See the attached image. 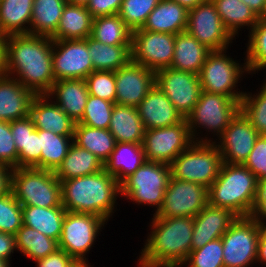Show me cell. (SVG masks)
Listing matches in <instances>:
<instances>
[{
  "label": "cell",
  "instance_id": "obj_1",
  "mask_svg": "<svg viewBox=\"0 0 266 267\" xmlns=\"http://www.w3.org/2000/svg\"><path fill=\"white\" fill-rule=\"evenodd\" d=\"M51 37L20 34L6 36L5 74L36 95L47 94L55 82Z\"/></svg>",
  "mask_w": 266,
  "mask_h": 267
},
{
  "label": "cell",
  "instance_id": "obj_2",
  "mask_svg": "<svg viewBox=\"0 0 266 267\" xmlns=\"http://www.w3.org/2000/svg\"><path fill=\"white\" fill-rule=\"evenodd\" d=\"M140 250L138 267H181L192 250L194 217L156 218Z\"/></svg>",
  "mask_w": 266,
  "mask_h": 267
},
{
  "label": "cell",
  "instance_id": "obj_3",
  "mask_svg": "<svg viewBox=\"0 0 266 267\" xmlns=\"http://www.w3.org/2000/svg\"><path fill=\"white\" fill-rule=\"evenodd\" d=\"M60 182L62 206L66 211L98 215L106 222L116 212V200L121 196L120 184L104 169Z\"/></svg>",
  "mask_w": 266,
  "mask_h": 267
},
{
  "label": "cell",
  "instance_id": "obj_4",
  "mask_svg": "<svg viewBox=\"0 0 266 267\" xmlns=\"http://www.w3.org/2000/svg\"><path fill=\"white\" fill-rule=\"evenodd\" d=\"M257 193V178L243 164L222 163L208 188V203L227 208L238 217L250 216Z\"/></svg>",
  "mask_w": 266,
  "mask_h": 267
},
{
  "label": "cell",
  "instance_id": "obj_5",
  "mask_svg": "<svg viewBox=\"0 0 266 267\" xmlns=\"http://www.w3.org/2000/svg\"><path fill=\"white\" fill-rule=\"evenodd\" d=\"M240 101L229 96L201 91L192 112L186 117L190 135L194 142H215L240 111ZM211 132L215 140L202 135L201 130ZM200 131V132H198ZM201 134V136H200ZM198 136V137H197ZM204 136V137H202ZM209 137V138H208Z\"/></svg>",
  "mask_w": 266,
  "mask_h": 267
},
{
  "label": "cell",
  "instance_id": "obj_6",
  "mask_svg": "<svg viewBox=\"0 0 266 267\" xmlns=\"http://www.w3.org/2000/svg\"><path fill=\"white\" fill-rule=\"evenodd\" d=\"M11 192L21 206L50 208L62 205V186L54 171L14 168Z\"/></svg>",
  "mask_w": 266,
  "mask_h": 267
},
{
  "label": "cell",
  "instance_id": "obj_7",
  "mask_svg": "<svg viewBox=\"0 0 266 267\" xmlns=\"http://www.w3.org/2000/svg\"><path fill=\"white\" fill-rule=\"evenodd\" d=\"M223 160L214 142H193L171 163V177L209 188L219 175Z\"/></svg>",
  "mask_w": 266,
  "mask_h": 267
},
{
  "label": "cell",
  "instance_id": "obj_8",
  "mask_svg": "<svg viewBox=\"0 0 266 267\" xmlns=\"http://www.w3.org/2000/svg\"><path fill=\"white\" fill-rule=\"evenodd\" d=\"M170 177V165L146 160L120 184V197L131 200L134 205L155 206L156 214L162 207Z\"/></svg>",
  "mask_w": 266,
  "mask_h": 267
},
{
  "label": "cell",
  "instance_id": "obj_9",
  "mask_svg": "<svg viewBox=\"0 0 266 267\" xmlns=\"http://www.w3.org/2000/svg\"><path fill=\"white\" fill-rule=\"evenodd\" d=\"M227 50L212 51L208 55L198 74L201 90L241 100L245 92L240 91L238 83L243 75L249 74L245 58L244 63H239L241 61L226 54Z\"/></svg>",
  "mask_w": 266,
  "mask_h": 267
},
{
  "label": "cell",
  "instance_id": "obj_10",
  "mask_svg": "<svg viewBox=\"0 0 266 267\" xmlns=\"http://www.w3.org/2000/svg\"><path fill=\"white\" fill-rule=\"evenodd\" d=\"M107 222L90 213L66 212L59 238V249L64 250L76 262H88L97 237Z\"/></svg>",
  "mask_w": 266,
  "mask_h": 267
},
{
  "label": "cell",
  "instance_id": "obj_11",
  "mask_svg": "<svg viewBox=\"0 0 266 267\" xmlns=\"http://www.w3.org/2000/svg\"><path fill=\"white\" fill-rule=\"evenodd\" d=\"M260 223L238 217L221 237L224 267H252L256 263Z\"/></svg>",
  "mask_w": 266,
  "mask_h": 267
},
{
  "label": "cell",
  "instance_id": "obj_12",
  "mask_svg": "<svg viewBox=\"0 0 266 267\" xmlns=\"http://www.w3.org/2000/svg\"><path fill=\"white\" fill-rule=\"evenodd\" d=\"M208 204V188L170 177L156 218L195 217Z\"/></svg>",
  "mask_w": 266,
  "mask_h": 267
},
{
  "label": "cell",
  "instance_id": "obj_13",
  "mask_svg": "<svg viewBox=\"0 0 266 267\" xmlns=\"http://www.w3.org/2000/svg\"><path fill=\"white\" fill-rule=\"evenodd\" d=\"M193 142L184 118L172 126L145 130L142 145L146 160L170 165Z\"/></svg>",
  "mask_w": 266,
  "mask_h": 267
},
{
  "label": "cell",
  "instance_id": "obj_14",
  "mask_svg": "<svg viewBox=\"0 0 266 267\" xmlns=\"http://www.w3.org/2000/svg\"><path fill=\"white\" fill-rule=\"evenodd\" d=\"M174 47L175 35L140 28L132 32L131 60L157 72L171 67Z\"/></svg>",
  "mask_w": 266,
  "mask_h": 267
},
{
  "label": "cell",
  "instance_id": "obj_15",
  "mask_svg": "<svg viewBox=\"0 0 266 267\" xmlns=\"http://www.w3.org/2000/svg\"><path fill=\"white\" fill-rule=\"evenodd\" d=\"M186 32L212 51L228 49L234 40L224 27L211 0L188 10Z\"/></svg>",
  "mask_w": 266,
  "mask_h": 267
},
{
  "label": "cell",
  "instance_id": "obj_16",
  "mask_svg": "<svg viewBox=\"0 0 266 267\" xmlns=\"http://www.w3.org/2000/svg\"><path fill=\"white\" fill-rule=\"evenodd\" d=\"M156 86L185 119L192 112L202 91L197 74L170 67L156 72Z\"/></svg>",
  "mask_w": 266,
  "mask_h": 267
},
{
  "label": "cell",
  "instance_id": "obj_17",
  "mask_svg": "<svg viewBox=\"0 0 266 267\" xmlns=\"http://www.w3.org/2000/svg\"><path fill=\"white\" fill-rule=\"evenodd\" d=\"M52 62L55 81L85 79L93 71L88 38L53 40Z\"/></svg>",
  "mask_w": 266,
  "mask_h": 267
},
{
  "label": "cell",
  "instance_id": "obj_18",
  "mask_svg": "<svg viewBox=\"0 0 266 267\" xmlns=\"http://www.w3.org/2000/svg\"><path fill=\"white\" fill-rule=\"evenodd\" d=\"M259 135L249 120L239 111L217 139L220 141L214 143L217 145L224 163L243 164Z\"/></svg>",
  "mask_w": 266,
  "mask_h": 267
},
{
  "label": "cell",
  "instance_id": "obj_19",
  "mask_svg": "<svg viewBox=\"0 0 266 267\" xmlns=\"http://www.w3.org/2000/svg\"><path fill=\"white\" fill-rule=\"evenodd\" d=\"M115 82V103L137 107L156 85V72L130 60L115 71Z\"/></svg>",
  "mask_w": 266,
  "mask_h": 267
},
{
  "label": "cell",
  "instance_id": "obj_20",
  "mask_svg": "<svg viewBox=\"0 0 266 267\" xmlns=\"http://www.w3.org/2000/svg\"><path fill=\"white\" fill-rule=\"evenodd\" d=\"M237 218L238 216L231 210L208 203L194 217L192 250L221 238Z\"/></svg>",
  "mask_w": 266,
  "mask_h": 267
},
{
  "label": "cell",
  "instance_id": "obj_21",
  "mask_svg": "<svg viewBox=\"0 0 266 267\" xmlns=\"http://www.w3.org/2000/svg\"><path fill=\"white\" fill-rule=\"evenodd\" d=\"M137 110L145 130L172 126L184 119L156 85L148 91Z\"/></svg>",
  "mask_w": 266,
  "mask_h": 267
},
{
  "label": "cell",
  "instance_id": "obj_22",
  "mask_svg": "<svg viewBox=\"0 0 266 267\" xmlns=\"http://www.w3.org/2000/svg\"><path fill=\"white\" fill-rule=\"evenodd\" d=\"M36 94L14 77L0 75V120L14 121L30 116V107Z\"/></svg>",
  "mask_w": 266,
  "mask_h": 267
},
{
  "label": "cell",
  "instance_id": "obj_23",
  "mask_svg": "<svg viewBox=\"0 0 266 267\" xmlns=\"http://www.w3.org/2000/svg\"><path fill=\"white\" fill-rule=\"evenodd\" d=\"M30 117L38 130H49L61 136H74L75 122L47 94L33 98Z\"/></svg>",
  "mask_w": 266,
  "mask_h": 267
},
{
  "label": "cell",
  "instance_id": "obj_24",
  "mask_svg": "<svg viewBox=\"0 0 266 267\" xmlns=\"http://www.w3.org/2000/svg\"><path fill=\"white\" fill-rule=\"evenodd\" d=\"M47 95L75 123L82 119L89 96L85 79L57 80Z\"/></svg>",
  "mask_w": 266,
  "mask_h": 267
},
{
  "label": "cell",
  "instance_id": "obj_25",
  "mask_svg": "<svg viewBox=\"0 0 266 267\" xmlns=\"http://www.w3.org/2000/svg\"><path fill=\"white\" fill-rule=\"evenodd\" d=\"M10 129L18 151V168L40 169V137L32 118L11 121Z\"/></svg>",
  "mask_w": 266,
  "mask_h": 267
},
{
  "label": "cell",
  "instance_id": "obj_26",
  "mask_svg": "<svg viewBox=\"0 0 266 267\" xmlns=\"http://www.w3.org/2000/svg\"><path fill=\"white\" fill-rule=\"evenodd\" d=\"M188 10L172 0H160L141 29L176 35L186 31Z\"/></svg>",
  "mask_w": 266,
  "mask_h": 267
},
{
  "label": "cell",
  "instance_id": "obj_27",
  "mask_svg": "<svg viewBox=\"0 0 266 267\" xmlns=\"http://www.w3.org/2000/svg\"><path fill=\"white\" fill-rule=\"evenodd\" d=\"M146 161L142 144L116 142L114 150L104 162V170L119 184Z\"/></svg>",
  "mask_w": 266,
  "mask_h": 267
},
{
  "label": "cell",
  "instance_id": "obj_28",
  "mask_svg": "<svg viewBox=\"0 0 266 267\" xmlns=\"http://www.w3.org/2000/svg\"><path fill=\"white\" fill-rule=\"evenodd\" d=\"M173 62L170 68L199 74L208 55L212 52L189 33L175 35Z\"/></svg>",
  "mask_w": 266,
  "mask_h": 267
},
{
  "label": "cell",
  "instance_id": "obj_29",
  "mask_svg": "<svg viewBox=\"0 0 266 267\" xmlns=\"http://www.w3.org/2000/svg\"><path fill=\"white\" fill-rule=\"evenodd\" d=\"M108 129L116 142L143 143L145 128L137 107L115 103Z\"/></svg>",
  "mask_w": 266,
  "mask_h": 267
},
{
  "label": "cell",
  "instance_id": "obj_30",
  "mask_svg": "<svg viewBox=\"0 0 266 267\" xmlns=\"http://www.w3.org/2000/svg\"><path fill=\"white\" fill-rule=\"evenodd\" d=\"M94 17L85 5L67 3L52 40L86 39L91 35Z\"/></svg>",
  "mask_w": 266,
  "mask_h": 267
},
{
  "label": "cell",
  "instance_id": "obj_31",
  "mask_svg": "<svg viewBox=\"0 0 266 267\" xmlns=\"http://www.w3.org/2000/svg\"><path fill=\"white\" fill-rule=\"evenodd\" d=\"M66 212L62 205L50 208L22 206L23 225L59 242Z\"/></svg>",
  "mask_w": 266,
  "mask_h": 267
},
{
  "label": "cell",
  "instance_id": "obj_32",
  "mask_svg": "<svg viewBox=\"0 0 266 267\" xmlns=\"http://www.w3.org/2000/svg\"><path fill=\"white\" fill-rule=\"evenodd\" d=\"M103 169L104 163L96 155L73 142L55 174L58 180L62 181L92 175Z\"/></svg>",
  "mask_w": 266,
  "mask_h": 267
},
{
  "label": "cell",
  "instance_id": "obj_33",
  "mask_svg": "<svg viewBox=\"0 0 266 267\" xmlns=\"http://www.w3.org/2000/svg\"><path fill=\"white\" fill-rule=\"evenodd\" d=\"M32 11L33 0H0V33L29 34Z\"/></svg>",
  "mask_w": 266,
  "mask_h": 267
},
{
  "label": "cell",
  "instance_id": "obj_34",
  "mask_svg": "<svg viewBox=\"0 0 266 267\" xmlns=\"http://www.w3.org/2000/svg\"><path fill=\"white\" fill-rule=\"evenodd\" d=\"M216 11L221 17L222 23L226 30L236 40L239 31L247 27L251 29L257 24V15L241 0H211Z\"/></svg>",
  "mask_w": 266,
  "mask_h": 267
},
{
  "label": "cell",
  "instance_id": "obj_35",
  "mask_svg": "<svg viewBox=\"0 0 266 267\" xmlns=\"http://www.w3.org/2000/svg\"><path fill=\"white\" fill-rule=\"evenodd\" d=\"M132 45H107L88 37L93 71H116L131 60Z\"/></svg>",
  "mask_w": 266,
  "mask_h": 267
},
{
  "label": "cell",
  "instance_id": "obj_36",
  "mask_svg": "<svg viewBox=\"0 0 266 267\" xmlns=\"http://www.w3.org/2000/svg\"><path fill=\"white\" fill-rule=\"evenodd\" d=\"M67 0H33L29 34L52 37Z\"/></svg>",
  "mask_w": 266,
  "mask_h": 267
},
{
  "label": "cell",
  "instance_id": "obj_37",
  "mask_svg": "<svg viewBox=\"0 0 266 267\" xmlns=\"http://www.w3.org/2000/svg\"><path fill=\"white\" fill-rule=\"evenodd\" d=\"M73 142L96 155L103 163L114 150L116 141L109 129L75 123Z\"/></svg>",
  "mask_w": 266,
  "mask_h": 267
},
{
  "label": "cell",
  "instance_id": "obj_38",
  "mask_svg": "<svg viewBox=\"0 0 266 267\" xmlns=\"http://www.w3.org/2000/svg\"><path fill=\"white\" fill-rule=\"evenodd\" d=\"M17 252L26 256V258L36 261L45 258L49 254L56 252L59 249V242L43 233L26 225L15 234Z\"/></svg>",
  "mask_w": 266,
  "mask_h": 267
},
{
  "label": "cell",
  "instance_id": "obj_39",
  "mask_svg": "<svg viewBox=\"0 0 266 267\" xmlns=\"http://www.w3.org/2000/svg\"><path fill=\"white\" fill-rule=\"evenodd\" d=\"M132 30L118 14L94 17L90 37L107 45H132Z\"/></svg>",
  "mask_w": 266,
  "mask_h": 267
},
{
  "label": "cell",
  "instance_id": "obj_40",
  "mask_svg": "<svg viewBox=\"0 0 266 267\" xmlns=\"http://www.w3.org/2000/svg\"><path fill=\"white\" fill-rule=\"evenodd\" d=\"M40 137V169L56 171L67 156L74 136H61L51 131L38 130Z\"/></svg>",
  "mask_w": 266,
  "mask_h": 267
},
{
  "label": "cell",
  "instance_id": "obj_41",
  "mask_svg": "<svg viewBox=\"0 0 266 267\" xmlns=\"http://www.w3.org/2000/svg\"><path fill=\"white\" fill-rule=\"evenodd\" d=\"M247 37L245 62L249 75H253L266 70V19L259 18Z\"/></svg>",
  "mask_w": 266,
  "mask_h": 267
},
{
  "label": "cell",
  "instance_id": "obj_42",
  "mask_svg": "<svg viewBox=\"0 0 266 267\" xmlns=\"http://www.w3.org/2000/svg\"><path fill=\"white\" fill-rule=\"evenodd\" d=\"M263 83L254 94L245 91L240 101V111L260 135H266V81Z\"/></svg>",
  "mask_w": 266,
  "mask_h": 267
},
{
  "label": "cell",
  "instance_id": "obj_43",
  "mask_svg": "<svg viewBox=\"0 0 266 267\" xmlns=\"http://www.w3.org/2000/svg\"><path fill=\"white\" fill-rule=\"evenodd\" d=\"M159 2L160 0H122L118 15L134 31L143 27Z\"/></svg>",
  "mask_w": 266,
  "mask_h": 267
},
{
  "label": "cell",
  "instance_id": "obj_44",
  "mask_svg": "<svg viewBox=\"0 0 266 267\" xmlns=\"http://www.w3.org/2000/svg\"><path fill=\"white\" fill-rule=\"evenodd\" d=\"M115 103L89 95L82 119L78 122L88 127L108 129Z\"/></svg>",
  "mask_w": 266,
  "mask_h": 267
},
{
  "label": "cell",
  "instance_id": "obj_45",
  "mask_svg": "<svg viewBox=\"0 0 266 267\" xmlns=\"http://www.w3.org/2000/svg\"><path fill=\"white\" fill-rule=\"evenodd\" d=\"M224 267L221 238L208 242L203 247L191 250L181 267Z\"/></svg>",
  "mask_w": 266,
  "mask_h": 267
},
{
  "label": "cell",
  "instance_id": "obj_46",
  "mask_svg": "<svg viewBox=\"0 0 266 267\" xmlns=\"http://www.w3.org/2000/svg\"><path fill=\"white\" fill-rule=\"evenodd\" d=\"M23 225L22 206L12 192L0 197V232L15 235Z\"/></svg>",
  "mask_w": 266,
  "mask_h": 267
},
{
  "label": "cell",
  "instance_id": "obj_47",
  "mask_svg": "<svg viewBox=\"0 0 266 267\" xmlns=\"http://www.w3.org/2000/svg\"><path fill=\"white\" fill-rule=\"evenodd\" d=\"M89 95L115 103L116 82L114 71H92L86 78Z\"/></svg>",
  "mask_w": 266,
  "mask_h": 267
},
{
  "label": "cell",
  "instance_id": "obj_48",
  "mask_svg": "<svg viewBox=\"0 0 266 267\" xmlns=\"http://www.w3.org/2000/svg\"><path fill=\"white\" fill-rule=\"evenodd\" d=\"M0 164L18 168V151L10 129V122L0 120Z\"/></svg>",
  "mask_w": 266,
  "mask_h": 267
},
{
  "label": "cell",
  "instance_id": "obj_49",
  "mask_svg": "<svg viewBox=\"0 0 266 267\" xmlns=\"http://www.w3.org/2000/svg\"><path fill=\"white\" fill-rule=\"evenodd\" d=\"M243 165L248 168L257 179L266 178V135H259Z\"/></svg>",
  "mask_w": 266,
  "mask_h": 267
},
{
  "label": "cell",
  "instance_id": "obj_50",
  "mask_svg": "<svg viewBox=\"0 0 266 267\" xmlns=\"http://www.w3.org/2000/svg\"><path fill=\"white\" fill-rule=\"evenodd\" d=\"M250 217L258 223H266V178L257 179V193Z\"/></svg>",
  "mask_w": 266,
  "mask_h": 267
},
{
  "label": "cell",
  "instance_id": "obj_51",
  "mask_svg": "<svg viewBox=\"0 0 266 267\" xmlns=\"http://www.w3.org/2000/svg\"><path fill=\"white\" fill-rule=\"evenodd\" d=\"M122 0H89L86 7L93 17L118 14Z\"/></svg>",
  "mask_w": 266,
  "mask_h": 267
},
{
  "label": "cell",
  "instance_id": "obj_52",
  "mask_svg": "<svg viewBox=\"0 0 266 267\" xmlns=\"http://www.w3.org/2000/svg\"><path fill=\"white\" fill-rule=\"evenodd\" d=\"M35 263L37 267H73L76 261L64 250L58 249Z\"/></svg>",
  "mask_w": 266,
  "mask_h": 267
},
{
  "label": "cell",
  "instance_id": "obj_53",
  "mask_svg": "<svg viewBox=\"0 0 266 267\" xmlns=\"http://www.w3.org/2000/svg\"><path fill=\"white\" fill-rule=\"evenodd\" d=\"M14 251H17L15 235L0 232V258L11 261Z\"/></svg>",
  "mask_w": 266,
  "mask_h": 267
},
{
  "label": "cell",
  "instance_id": "obj_54",
  "mask_svg": "<svg viewBox=\"0 0 266 267\" xmlns=\"http://www.w3.org/2000/svg\"><path fill=\"white\" fill-rule=\"evenodd\" d=\"M13 170L10 166L0 164V197L11 193Z\"/></svg>",
  "mask_w": 266,
  "mask_h": 267
},
{
  "label": "cell",
  "instance_id": "obj_55",
  "mask_svg": "<svg viewBox=\"0 0 266 267\" xmlns=\"http://www.w3.org/2000/svg\"><path fill=\"white\" fill-rule=\"evenodd\" d=\"M256 263L266 266V223H260Z\"/></svg>",
  "mask_w": 266,
  "mask_h": 267
},
{
  "label": "cell",
  "instance_id": "obj_56",
  "mask_svg": "<svg viewBox=\"0 0 266 267\" xmlns=\"http://www.w3.org/2000/svg\"><path fill=\"white\" fill-rule=\"evenodd\" d=\"M245 5H247L258 18H261L264 14L266 7V0H241Z\"/></svg>",
  "mask_w": 266,
  "mask_h": 267
},
{
  "label": "cell",
  "instance_id": "obj_57",
  "mask_svg": "<svg viewBox=\"0 0 266 267\" xmlns=\"http://www.w3.org/2000/svg\"><path fill=\"white\" fill-rule=\"evenodd\" d=\"M6 36L0 34V75L5 74Z\"/></svg>",
  "mask_w": 266,
  "mask_h": 267
},
{
  "label": "cell",
  "instance_id": "obj_58",
  "mask_svg": "<svg viewBox=\"0 0 266 267\" xmlns=\"http://www.w3.org/2000/svg\"><path fill=\"white\" fill-rule=\"evenodd\" d=\"M177 2L179 5L185 7L187 10L193 9L197 5L206 2L207 0H172Z\"/></svg>",
  "mask_w": 266,
  "mask_h": 267
},
{
  "label": "cell",
  "instance_id": "obj_59",
  "mask_svg": "<svg viewBox=\"0 0 266 267\" xmlns=\"http://www.w3.org/2000/svg\"><path fill=\"white\" fill-rule=\"evenodd\" d=\"M88 2L89 0H67V3L85 5V6L87 5Z\"/></svg>",
  "mask_w": 266,
  "mask_h": 267
},
{
  "label": "cell",
  "instance_id": "obj_60",
  "mask_svg": "<svg viewBox=\"0 0 266 267\" xmlns=\"http://www.w3.org/2000/svg\"><path fill=\"white\" fill-rule=\"evenodd\" d=\"M73 267H93L89 262H76Z\"/></svg>",
  "mask_w": 266,
  "mask_h": 267
},
{
  "label": "cell",
  "instance_id": "obj_61",
  "mask_svg": "<svg viewBox=\"0 0 266 267\" xmlns=\"http://www.w3.org/2000/svg\"><path fill=\"white\" fill-rule=\"evenodd\" d=\"M12 263L8 260H4L0 258V267H10Z\"/></svg>",
  "mask_w": 266,
  "mask_h": 267
},
{
  "label": "cell",
  "instance_id": "obj_62",
  "mask_svg": "<svg viewBox=\"0 0 266 267\" xmlns=\"http://www.w3.org/2000/svg\"><path fill=\"white\" fill-rule=\"evenodd\" d=\"M261 18H265L266 19V7H265V10H264V14Z\"/></svg>",
  "mask_w": 266,
  "mask_h": 267
}]
</instances>
